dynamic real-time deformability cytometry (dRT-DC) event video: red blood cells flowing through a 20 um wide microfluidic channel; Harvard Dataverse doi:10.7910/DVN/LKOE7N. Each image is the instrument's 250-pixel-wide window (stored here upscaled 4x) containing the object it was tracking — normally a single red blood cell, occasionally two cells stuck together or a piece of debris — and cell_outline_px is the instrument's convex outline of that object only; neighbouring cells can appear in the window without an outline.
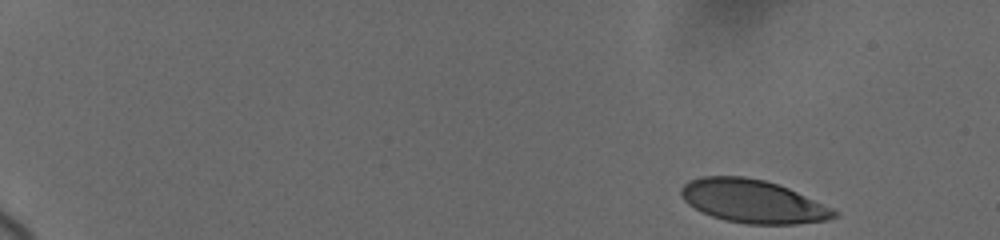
{"species": "human", "species_latin": "Homo sapiens", "temperature_condition": "cold", "stored_images_in_passage": 11, "camera_frame_rate_fps": 3000, "um_per_image_px": 0.085, "donor": {"sex": "female"}, "frame": {"image": 1, "passage_image": 1, "time_ms": 0.0, "image_size_px": [1000, 240], "cell_outline_px": [[836, 216], [828, 220], [796, 224], [748, 224], [724, 220], [712, 216], [688, 204], [684, 200], [680, 192], [680, 188], [684, 184], [692, 180], [704, 176], [744, 176], [764, 180], [788, 188], [832, 208], [836, 212]], "centroid_in_image_um": [63.98, 17.11], "position_along_channel_um": 21.0, "area_um2": 38.09}}
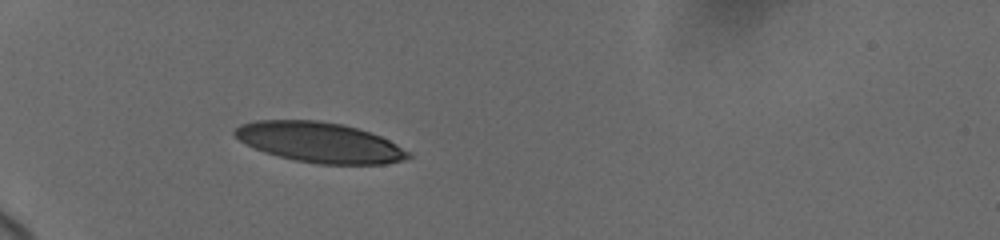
{"frame": {"image": 2, "passage_image": 8, "time_ms": 4.667, "image_size_px": [1000, 240], "cell_outline_px": [[412, 156], [404, 160], [384, 164], [320, 164], [296, 160], [264, 152], [240, 140], [232, 132], [240, 124], [256, 120], [316, 120], [340, 124], [356, 128], [380, 136], [396, 144], [408, 152]], "centroid_in_image_um": [27.16, 12.1], "position_along_channel_um": 57.8, "area_um2": 40.11}}
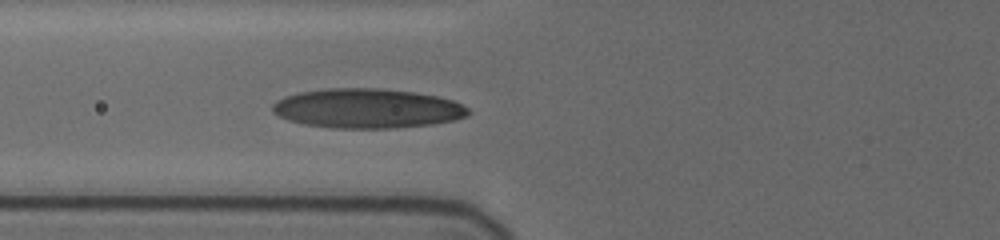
{"frame": {"image": 3, "passage_image": 11, "time_ms": 6.333, "image_size_px": [1000, 240], "cell_outline_px": [[472, 112], [468, 116], [452, 120], [432, 124], [392, 128], [336, 128], [304, 124], [288, 120], [272, 112], [272, 104], [276, 100], [284, 96], [300, 92], [332, 88], [376, 88], [412, 92], [436, 96], [452, 100], [468, 108]], "centroid_in_image_um": [31.19, 9.22], "position_along_channel_um": 94.6, "area_um2": 44.91}}